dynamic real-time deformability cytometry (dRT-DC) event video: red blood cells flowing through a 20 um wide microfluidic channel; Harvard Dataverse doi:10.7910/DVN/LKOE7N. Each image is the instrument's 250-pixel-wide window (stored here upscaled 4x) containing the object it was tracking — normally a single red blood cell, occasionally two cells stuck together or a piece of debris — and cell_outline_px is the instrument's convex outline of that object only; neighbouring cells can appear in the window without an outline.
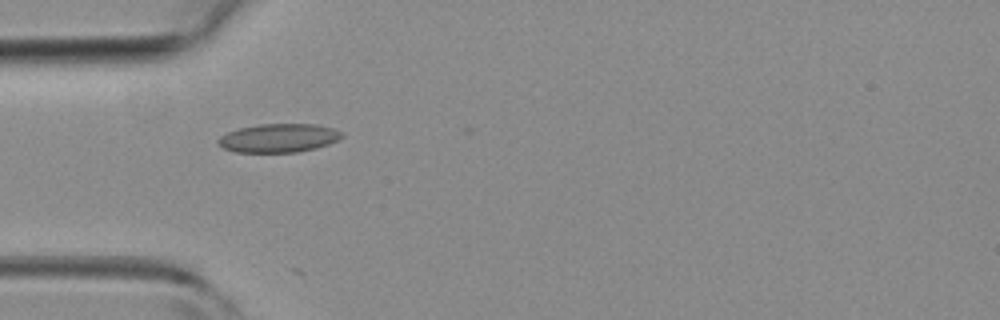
{"species": "common noctule bat (a hibernating species)", "species_latin": "Nyctalus noctula", "temperature_condition": "room temperature", "stored_images_in_passage": 7, "camera_frame_rate_fps": 3000, "um_per_image_px": 0.085, "animal": {"sex": "female", "body_mass_g": 19.3, "forearm_length_mm": 54.1}, "frame": {"image": 1, "passage_image": 2, "time_ms": 0.333, "image_size_px": [1000, 320], "cell_outline_px": [[344, 136], [328, 144], [316, 148], [296, 152], [236, 152], [224, 148], [216, 144], [216, 140], [220, 136], [228, 132], [240, 128], [260, 124], [316, 124], [332, 128], [340, 132]], "centroid_in_image_um": [23.65, 11.73], "position_along_channel_um": 61.4, "area_um2": 20.52}}
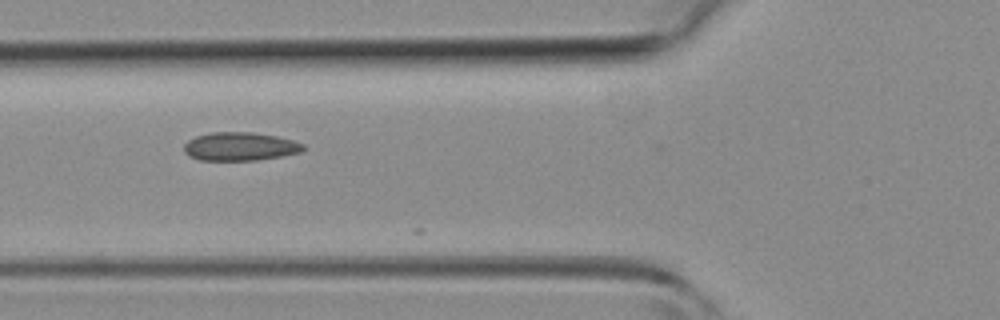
{"frame": {"image": 2, "passage_image": 5, "time_ms": 1.333, "image_size_px": [1000, 320], "cell_outline_px": [[308, 148], [300, 152], [280, 156], [256, 160], [200, 160], [188, 156], [184, 152], [184, 144], [188, 140], [196, 136], [212, 132], [252, 132], [276, 136], [292, 140], [304, 144]], "centroid_in_image_um": [20.4, 12.45], "position_along_channel_um": 105.4, "area_um2": 19.77}}